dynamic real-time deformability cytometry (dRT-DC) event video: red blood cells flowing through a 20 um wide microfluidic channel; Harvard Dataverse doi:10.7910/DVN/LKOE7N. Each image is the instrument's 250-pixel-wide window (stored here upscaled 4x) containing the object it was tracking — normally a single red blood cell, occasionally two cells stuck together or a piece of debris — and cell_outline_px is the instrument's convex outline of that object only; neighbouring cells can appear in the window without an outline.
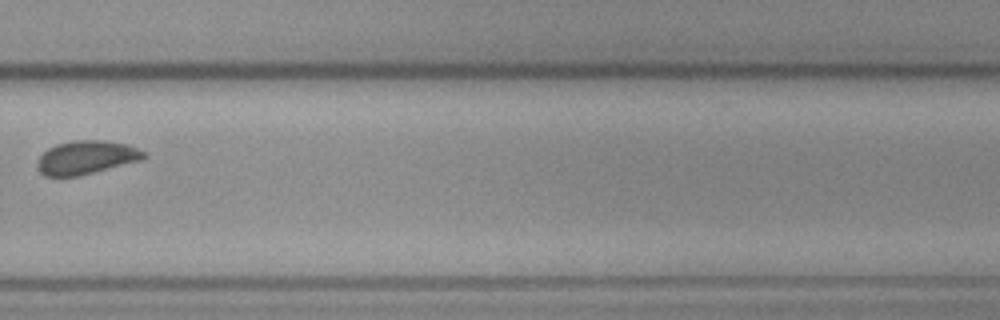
{"species": "common noctule bat (a hibernating species)", "species_latin": "Nyctalus noctula", "temperature_condition": "cold", "stored_images_in_passage": 9, "camera_frame_rate_fps": 3000, "um_per_image_px": 0.085, "animal": {"sex": "female", "body_mass_g": 19.3, "forearm_length_mm": 54.1}, "frame": {"image": 1, "passage_image": 9, "time_ms": 10.333, "image_size_px": [1000, 320], "cell_outline_px": [[148, 156], [144, 160], [80, 176], [44, 176], [40, 172], [36, 164], [40, 156], [48, 148], [56, 144], [76, 140], [104, 140], [128, 144], [144, 152]], "centroid_in_image_um": [7.37, 13.39], "position_along_channel_um": 322.4, "area_um2": 21.04}}